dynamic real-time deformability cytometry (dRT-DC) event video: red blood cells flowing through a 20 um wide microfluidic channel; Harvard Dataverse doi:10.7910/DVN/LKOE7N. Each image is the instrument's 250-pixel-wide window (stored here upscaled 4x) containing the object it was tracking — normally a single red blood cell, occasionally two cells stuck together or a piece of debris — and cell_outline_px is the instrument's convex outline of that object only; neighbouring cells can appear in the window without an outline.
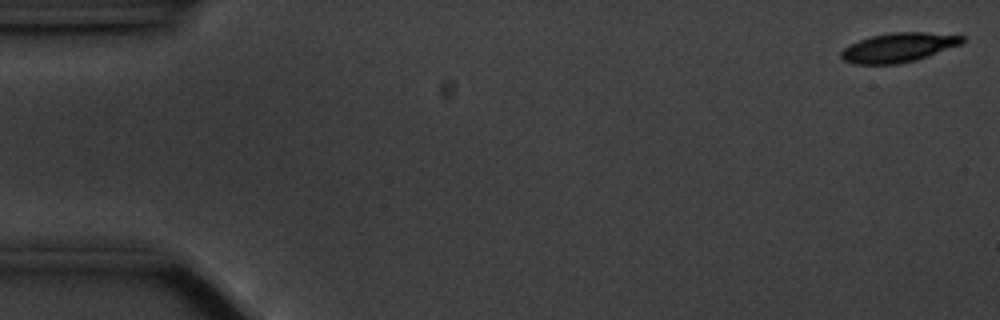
{"species": "common noctule bat (a hibernating species)", "species_latin": "Nyctalus noctula", "temperature_condition": "cold", "stored_images_in_passage": 36, "camera_frame_rate_fps": 3000, "um_per_image_px": 0.085, "animal": {"sex": "male", "body_mass_g": 20.1, "forearm_length_mm": 53.5}, "frame": {"image": 1, "passage_image": 1, "time_ms": 0.0, "image_size_px": [1000, 320], "cell_outline_px": [[964, 44], [916, 60], [900, 64], [856, 64], [844, 60], [840, 56], [840, 52], [844, 48], [860, 40], [872, 36], [892, 32], [924, 32], [964, 36]], "centroid_in_image_um": [76.41, 4.04], "position_along_channel_um": 8.6, "area_um2": 20.63}}
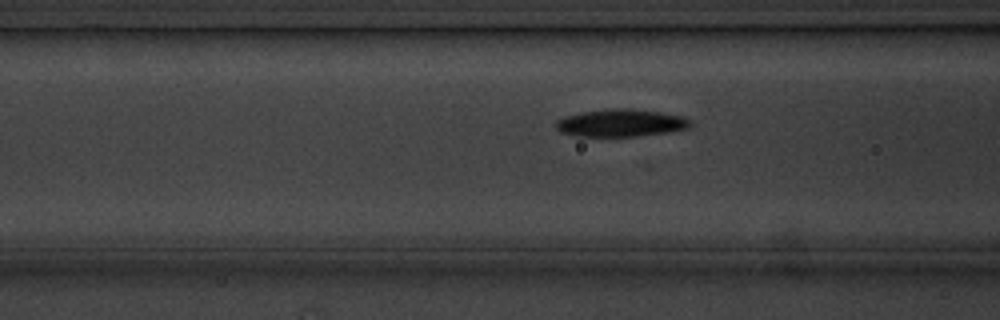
{"frame": {"image": 2, "passage_image": 21, "time_ms": 6.667, "image_size_px": [1000, 320], "cell_outline_px": [[692, 124], [688, 128], [668, 132], [636, 136], [580, 136], [560, 132], [556, 128], [556, 120], [564, 116], [584, 112], [612, 108], [628, 108], [660, 112], [684, 116], [692, 120]], "centroid_in_image_um": [52.8, 10.44], "position_along_channel_um": 113.8, "area_um2": 21.5}}
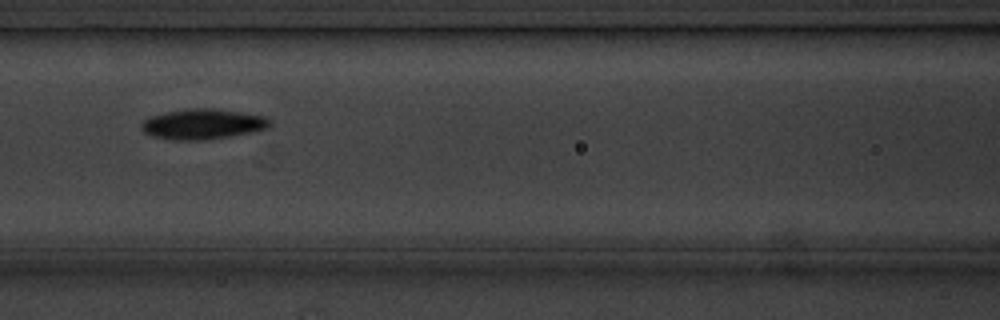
{"frame": {"image": 3, "passage_image": 24, "time_ms": 7.667, "image_size_px": [1000, 320], "cell_outline_px": [[272, 124], [268, 128], [228, 136], [200, 140], [172, 140], [152, 136], [144, 132], [140, 128], [140, 124], [148, 116], [188, 108], [212, 108], [240, 112], [264, 116], [272, 120]], "centroid_in_image_um": [17.2, 10.54], "position_along_channel_um": 149.4, "area_um2": 22.6}}